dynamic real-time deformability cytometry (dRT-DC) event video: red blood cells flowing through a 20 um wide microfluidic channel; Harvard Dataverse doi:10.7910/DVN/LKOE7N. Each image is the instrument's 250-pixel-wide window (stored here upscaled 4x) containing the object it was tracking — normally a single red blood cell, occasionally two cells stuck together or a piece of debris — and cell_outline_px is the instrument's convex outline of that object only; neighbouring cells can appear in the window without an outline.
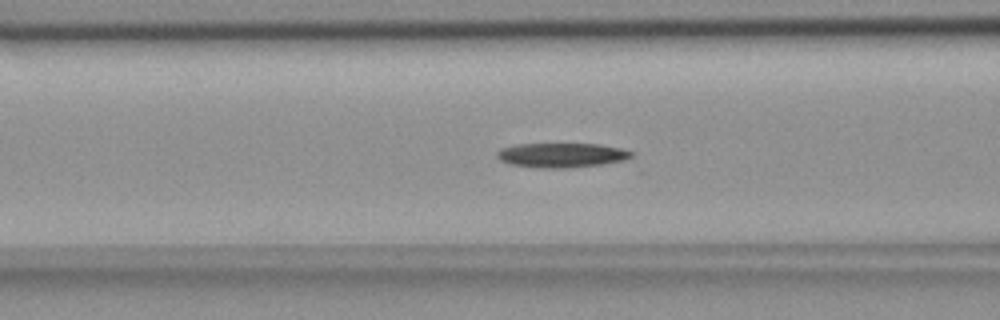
{"species": "common noctule bat (a hibernating species)", "species_latin": "Nyctalus noctula", "temperature_condition": "room temperature", "stored_images_in_passage": 55, "camera_frame_rate_fps": 3000, "um_per_image_px": 0.085, "animal": {"sex": "female", "body_mass_g": 18.4}, "frame": {"image": 1, "passage_image": 22, "time_ms": 7.0, "image_size_px": [1000, 320], "cell_outline_px": [[636, 152], [632, 156], [624, 160], [604, 164], [568, 168], [536, 168], [508, 164], [500, 160], [496, 156], [496, 152], [500, 148], [516, 144], [600, 144], [620, 148]], "centroid_in_image_um": [47.72, 13.19], "position_along_channel_um": 118.9, "area_um2": 19.48}}
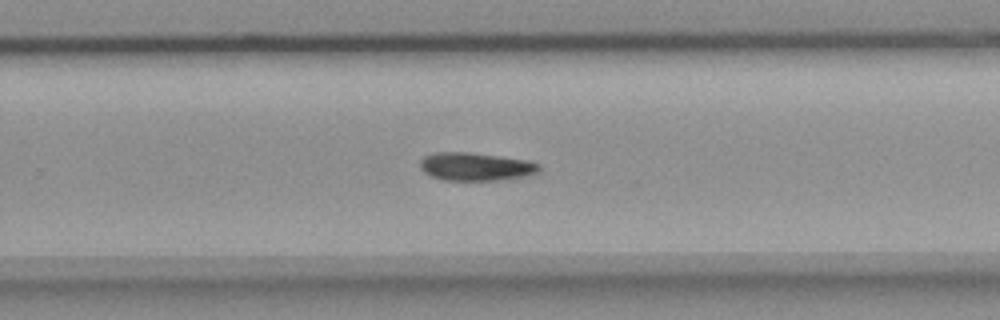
{"frame": {"image": 2, "passage_image": 36, "time_ms": 11.667, "image_size_px": [1000, 320], "cell_outline_px": [[540, 168], [536, 172], [524, 176], [496, 180], [440, 180], [424, 172], [420, 168], [420, 160], [424, 156], [436, 152], [468, 152], [524, 160], [540, 164]], "centroid_in_image_um": [40.36, 14.16], "position_along_channel_um": 289.4, "area_um2": 19.19}}
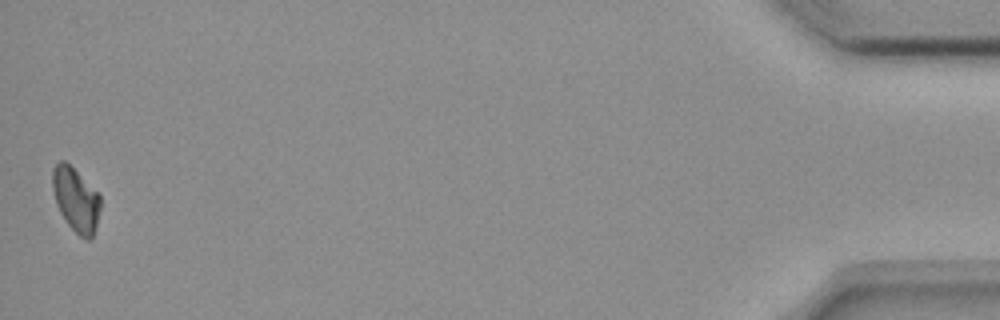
{"frame": {"image": 3, "passage_image": 55, "time_ms": 18.0, "image_size_px": [1000, 320], "cell_outline_px": [[100, 208], [96, 224], [92, 236], [88, 240], [80, 236], [68, 224], [60, 212], [56, 204], [52, 188], [52, 168], [60, 160], [64, 160], [100, 196]], "centroid_in_image_um": [6.41, 16.97], "position_along_channel_um": 428.8, "area_um2": 17.34}, "authors_computed_cell_mechanics": {"area_um2": 18.5538, "velocity_mm_per_s": 3.6648, "shape_relaxation_time_tau1_ms": 10.7693, "shape_relaxation_time_tau2_ms": null, "deformation_change_tau1": 0.1998, "deformation_change_tau2": null}}